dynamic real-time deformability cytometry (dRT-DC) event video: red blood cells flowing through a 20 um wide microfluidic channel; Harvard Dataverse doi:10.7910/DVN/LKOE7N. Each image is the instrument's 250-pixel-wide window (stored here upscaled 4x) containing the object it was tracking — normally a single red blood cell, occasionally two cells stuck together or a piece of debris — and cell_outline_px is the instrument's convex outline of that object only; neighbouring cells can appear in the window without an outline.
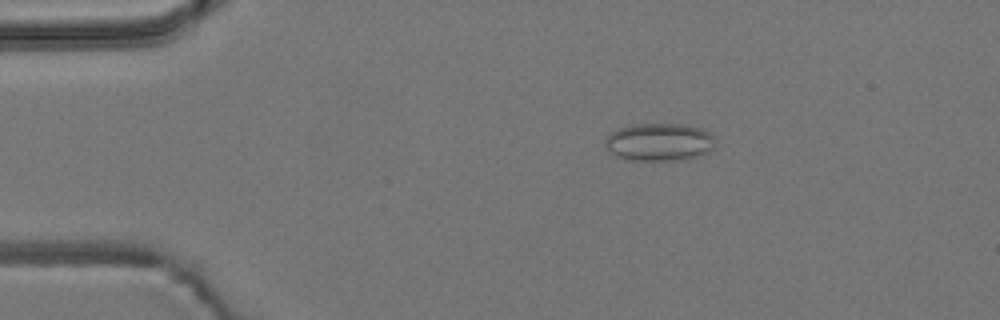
{"species": "common noctule bat (a hibernating species)", "species_latin": "Nyctalus noctula", "temperature_condition": "room temperature", "stored_images_in_passage": 45, "camera_frame_rate_fps": 3000, "um_per_image_px": 0.085, "animal": {"sex": "male", "body_mass_g": 19.2, "forearm_length_mm": 51.8}, "frame": {"image": 1, "passage_image": 3, "time_ms": 0.667, "image_size_px": [1000, 320], "cell_outline_px": [[716, 140], [712, 148], [708, 152], [696, 156], [680, 160], [628, 160], [616, 156], [608, 148], [604, 140], [612, 132], [620, 128], [632, 124], [680, 124], [700, 128], [716, 136]], "centroid_in_image_um": [56.06, 12.07], "position_along_channel_um": 28.9, "area_um2": 24.1}}
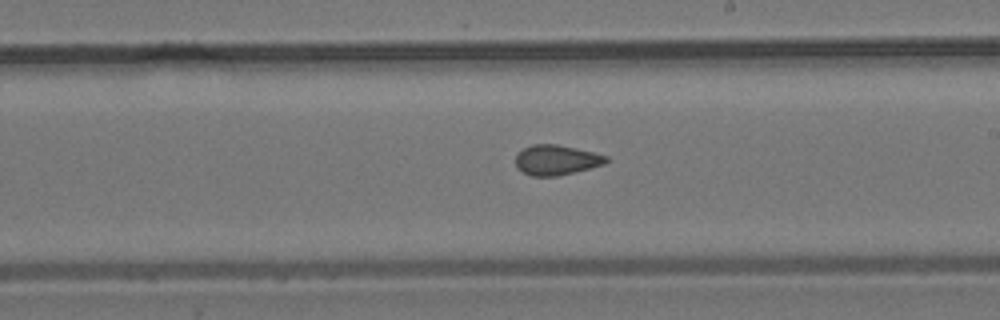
{"frame": {"image": 2, "passage_image": 24, "time_ms": 7.667, "image_size_px": [1000, 320], "cell_outline_px": [[612, 160], [604, 164], [556, 176], [532, 176], [516, 168], [516, 156], [524, 148], [532, 144], [556, 144], [576, 148], [608, 156]], "centroid_in_image_um": [47.3, 13.59], "position_along_channel_um": 241.7, "area_um2": 15.72}}
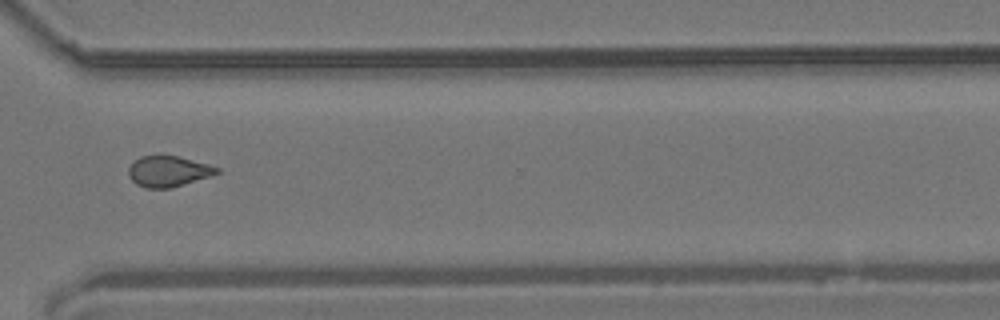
{"frame": {"image": 3, "passage_image": 33, "time_ms": 10.667, "image_size_px": [1000, 320], "cell_outline_px": [[220, 172], [208, 176], [168, 188], [144, 188], [136, 184], [128, 176], [128, 168], [140, 156], [176, 156], [208, 164], [220, 168]], "centroid_in_image_um": [14.26, 14.56], "position_along_channel_um": 356.3, "area_um2": 15.43}, "authors_computed_cell_mechanics": {"area_um2": 16.0106, "velocity_mm_per_s": 3.8191, "shape_relaxation_time_tau1_ms": null, "shape_relaxation_time_tau2_ms": 1.8584, "deformation_change_tau1": null, "deformation_change_tau2": 0.0808}}